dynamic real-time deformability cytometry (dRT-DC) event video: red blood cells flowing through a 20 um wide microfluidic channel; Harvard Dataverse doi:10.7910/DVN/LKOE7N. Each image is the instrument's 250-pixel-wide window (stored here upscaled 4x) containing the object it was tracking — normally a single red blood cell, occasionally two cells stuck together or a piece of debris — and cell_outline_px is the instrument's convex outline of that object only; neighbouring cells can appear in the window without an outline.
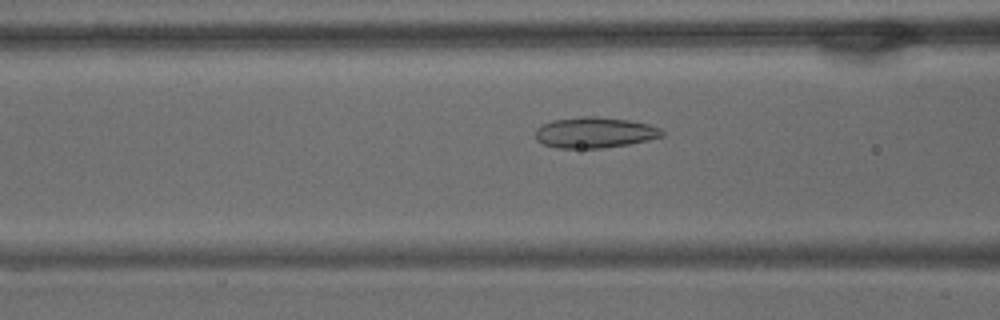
{"species": "common noctule bat (a hibernating species)", "species_latin": "Nyctalus noctula", "temperature_condition": "warm", "stored_images_in_passage": 58, "camera_frame_rate_fps": 3000, "um_per_image_px": 0.085, "animal": {"sex": "male", "body_mass_g": 15.6}, "frame": {"image": 1, "passage_image": 22, "time_ms": 7.0, "image_size_px": [1000, 320], "cell_outline_px": [[664, 136], [648, 140], [628, 144], [600, 148], [556, 148], [544, 144], [536, 140], [536, 128], [552, 120], [580, 116], [596, 116], [628, 120], [648, 124], [660, 128], [664, 132]], "centroid_in_image_um": [50.54, 11.26], "position_along_channel_um": 116.1, "area_um2": 22.72}}
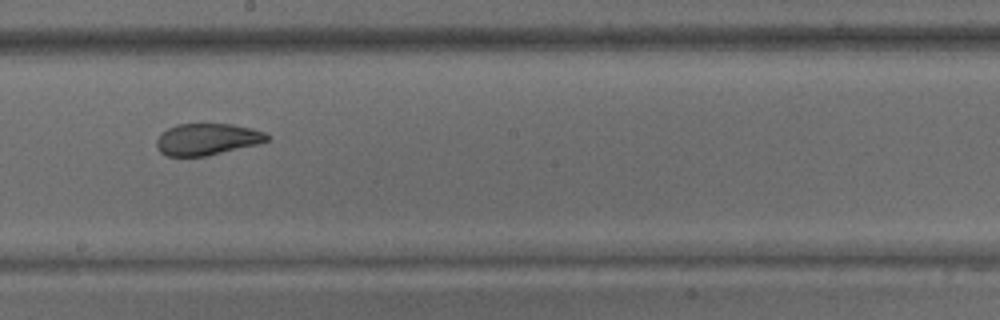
{"frame": {"image": 2, "passage_image": 32, "time_ms": 10.333, "image_size_px": [1000, 320], "cell_outline_px": [[268, 140], [256, 144], [208, 156], [168, 156], [160, 152], [156, 148], [156, 140], [168, 128], [176, 124], [232, 124], [252, 128], [264, 132], [268, 136]], "centroid_in_image_um": [17.58, 11.84], "position_along_channel_um": 230.6, "area_um2": 20.23}}
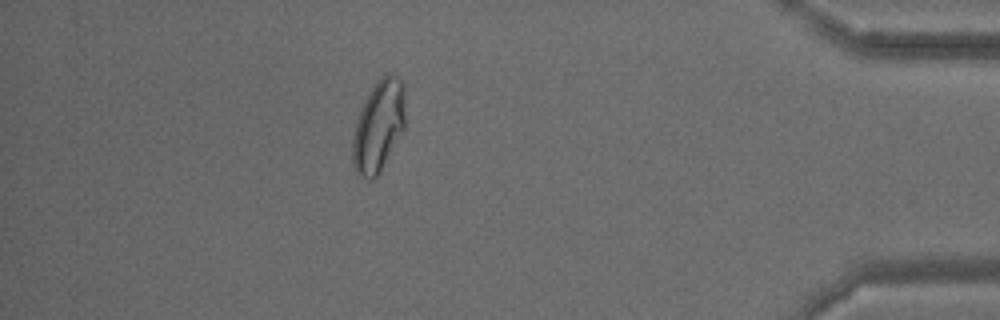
{"frame": {"image": 3, "passage_image": 51, "time_ms": 16.667, "image_size_px": [1000, 320], "cell_outline_px": [[404, 128], [380, 172], [372, 180], [368, 180], [360, 176], [356, 172], [352, 164], [352, 136], [356, 120], [376, 80], [384, 72], [388, 72], [396, 76], [404, 84]], "centroid_in_image_um": [32.16, 10.72], "position_along_channel_um": 403.0, "area_um2": 28.03}, "authors_computed_cell_mechanics": {"area_um2": 25.6632, "velocity_mm_per_s": 3.4434, "shape_relaxation_time_tau1_ms": null, "shape_relaxation_time_tau2_ms": 1.4384, "deformation_change_tau1": null, "deformation_change_tau2": 0.0759}}